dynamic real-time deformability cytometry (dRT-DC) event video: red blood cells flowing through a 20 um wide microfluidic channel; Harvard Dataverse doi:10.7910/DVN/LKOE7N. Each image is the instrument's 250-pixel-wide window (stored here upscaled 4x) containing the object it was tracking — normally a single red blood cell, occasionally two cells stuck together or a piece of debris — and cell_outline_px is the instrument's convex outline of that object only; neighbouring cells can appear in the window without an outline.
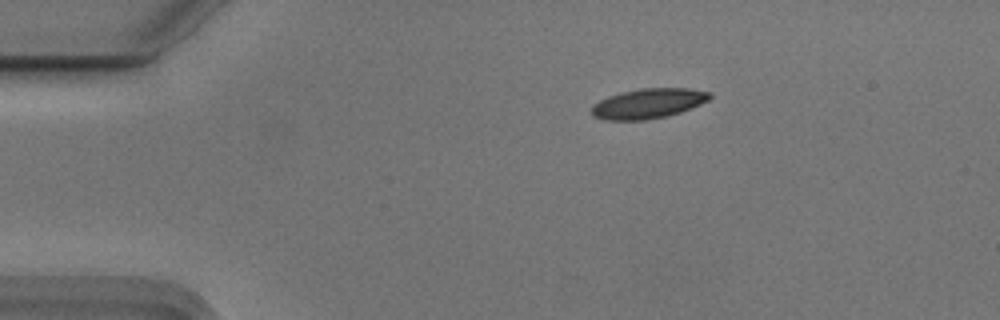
{"species": "Egyptian fruit bat (a non-hibernating species)", "species_latin": "Rousettus aegyptiacus", "temperature_condition": "cold", "stored_images_in_passage": 46, "camera_frame_rate_fps": 3000, "um_per_image_px": 0.085, "animal": {"sex": "male"}, "frame": {"image": 1, "passage_image": 1, "time_ms": 0.0, "image_size_px": [1000, 320], "cell_outline_px": [[712, 96], [708, 100], [700, 104], [680, 112], [664, 116], [644, 120], [604, 120], [592, 116], [592, 104], [608, 96], [620, 92], [644, 88], [688, 88], [712, 92]], "centroid_in_image_um": [55.08, 8.79], "position_along_channel_um": 29.9, "area_um2": 20.58}}
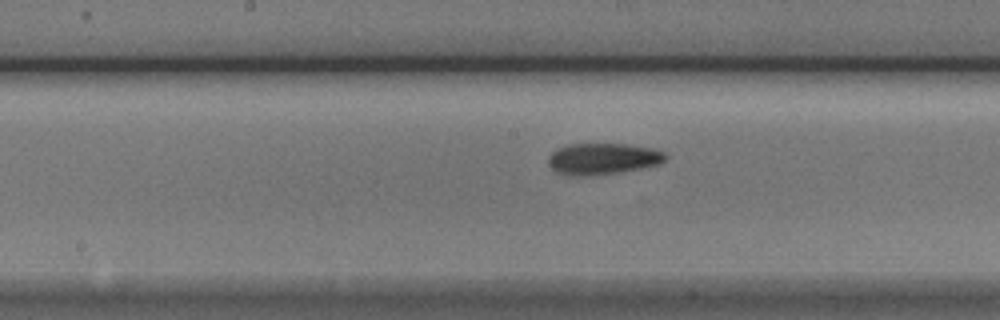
{"frame": {"image": 2, "passage_image": 19, "time_ms": 6.0, "image_size_px": [1000, 320], "cell_outline_px": [[668, 156], [660, 164], [640, 168], [616, 172], [584, 176], [568, 176], [556, 172], [548, 164], [548, 156], [556, 148], [568, 144], [624, 144], [652, 148], [664, 152]], "centroid_in_image_um": [51.19, 13.49], "position_along_channel_um": 197.0, "area_um2": 21.39}}
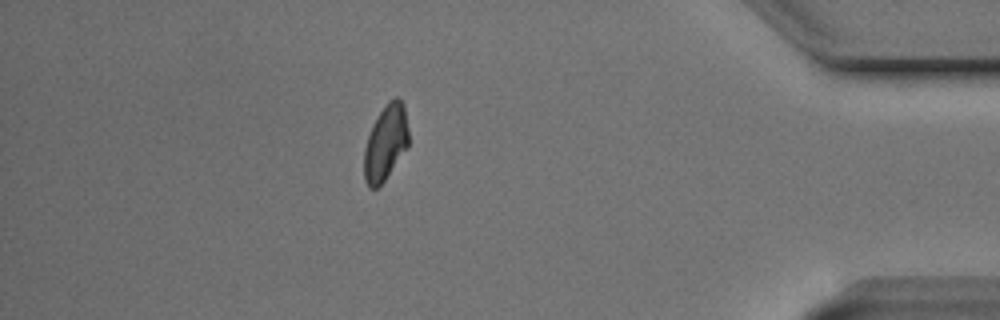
{"frame": {"image": 3, "passage_image": 39, "time_ms": 12.667, "image_size_px": [1000, 320], "cell_outline_px": [[408, 148], [384, 180], [376, 188], [368, 188], [364, 180], [364, 148], [372, 124], [388, 100], [396, 96], [404, 104], [408, 128]], "centroid_in_image_um": [32.78, 12.12], "position_along_channel_um": 402.4, "area_um2": 19.65}, "authors_computed_cell_mechanics": {"area_um2": 20.5479, "velocity_mm_per_s": 3.7333, "shape_relaxation_time_tau1_ms": 7.9122, "shape_relaxation_time_tau2_ms": 3.8963, "deformation_change_tau1": 0.1788, "deformation_change_tau2": 0.1002}}